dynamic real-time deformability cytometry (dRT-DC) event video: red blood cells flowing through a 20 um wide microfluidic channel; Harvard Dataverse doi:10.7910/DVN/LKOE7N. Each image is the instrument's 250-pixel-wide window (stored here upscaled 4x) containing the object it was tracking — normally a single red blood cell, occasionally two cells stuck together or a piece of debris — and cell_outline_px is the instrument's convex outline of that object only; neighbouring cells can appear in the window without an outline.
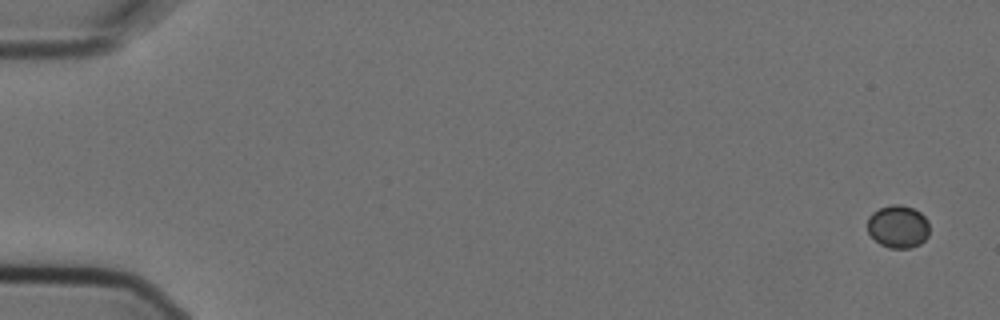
{"species": "Egyptian fruit bat (a non-hibernating species)", "species_latin": "Rousettus aegyptiacus", "temperature_condition": "cold", "stored_images_in_passage": 6, "segment_of_instrument_passage": [1, 2], "camera_frame_rate_fps": 3000, "um_per_image_px": 0.085, "animal": {"sex": "female"}, "frame": {"image": 1, "passage_image": 1, "time_ms": 0.0, "image_size_px": [1000, 320], "cell_outline_px": [[928, 236], [920, 244], [908, 248], [888, 248], [880, 244], [868, 232], [868, 216], [872, 212], [880, 208], [892, 204], [900, 204], [912, 208], [920, 212], [928, 220]], "centroid_in_image_um": [76.33, 19.25], "position_along_channel_um": 8.7, "area_um2": 15.43}}
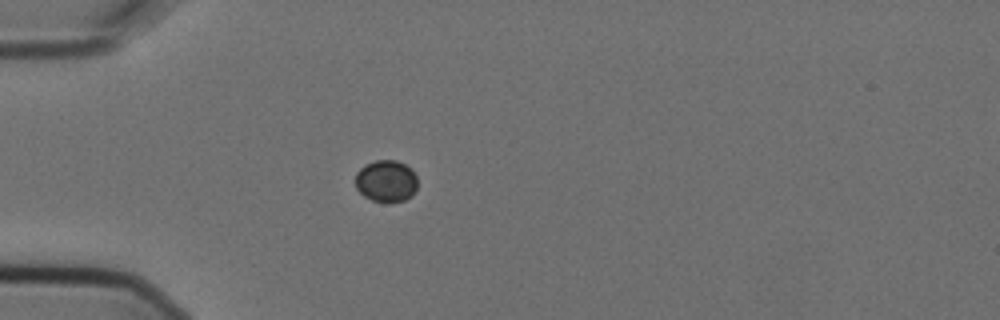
{"frame": {"image": 2, "passage_image": 5, "time_ms": 1.333, "image_size_px": [1000, 320], "cell_outline_px": [[416, 188], [412, 196], [404, 200], [388, 204], [384, 204], [372, 200], [364, 196], [356, 188], [356, 172], [364, 164], [376, 160], [396, 160], [412, 168], [416, 176]], "centroid_in_image_um": [32.82, 15.41], "position_along_channel_um": 52.2, "area_um2": 15.49}}